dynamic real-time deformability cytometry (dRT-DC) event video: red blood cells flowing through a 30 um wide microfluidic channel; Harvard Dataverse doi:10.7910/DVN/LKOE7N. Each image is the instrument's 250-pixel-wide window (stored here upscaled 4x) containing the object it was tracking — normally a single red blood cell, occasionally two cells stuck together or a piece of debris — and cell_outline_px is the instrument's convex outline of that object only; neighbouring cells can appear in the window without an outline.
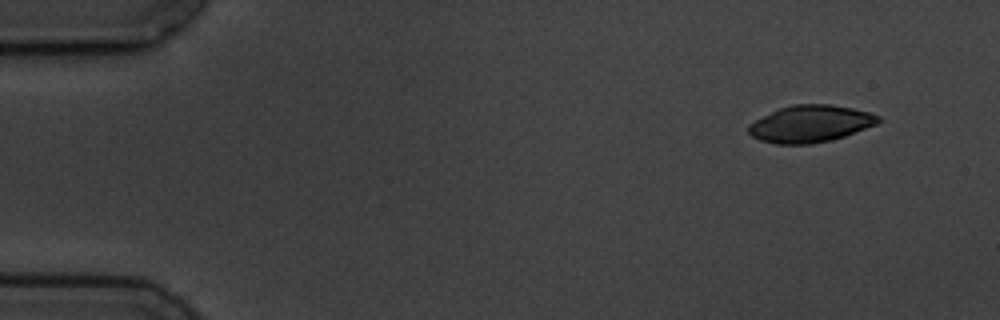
{"species": "common noctule bat (a hibernating species)", "species_latin": "Nyctalus noctula", "temperature_condition": "cold", "stored_images_in_passage": 14, "camera_frame_rate_fps": 3000, "um_per_image_px": 0.085, "animal": {"sex": "male", "body_mass_g": 19.5, "forearm_length_mm": 54.6}, "frame": {"image": 1, "passage_image": 1, "time_ms": 0.0, "image_size_px": [1000, 320], "cell_outline_px": [[884, 120], [876, 124], [844, 136], [832, 140], [812, 144], [776, 144], [760, 140], [752, 136], [748, 132], [748, 124], [780, 108], [792, 104], [832, 104], [852, 108], [868, 112], [880, 116]], "centroid_in_image_um": [68.9, 10.52], "position_along_channel_um": 16.1, "area_um2": 27.92}}
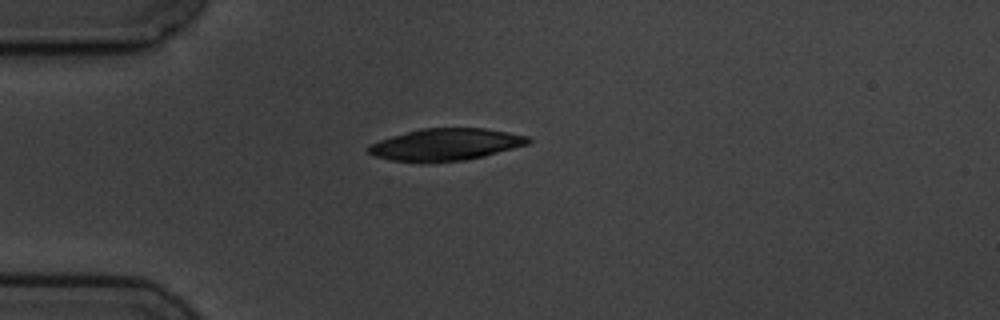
{"frame": {"image": 2, "passage_image": 3, "time_ms": 3.333, "image_size_px": [1000, 320], "cell_outline_px": [[532, 140], [528, 144], [484, 156], [464, 160], [420, 164], [392, 160], [376, 156], [368, 152], [364, 148], [368, 144], [392, 136], [420, 128], [484, 128], [508, 132], [528, 136]], "centroid_in_image_um": [37.84, 12.3], "position_along_channel_um": 47.2, "area_um2": 30.11}}
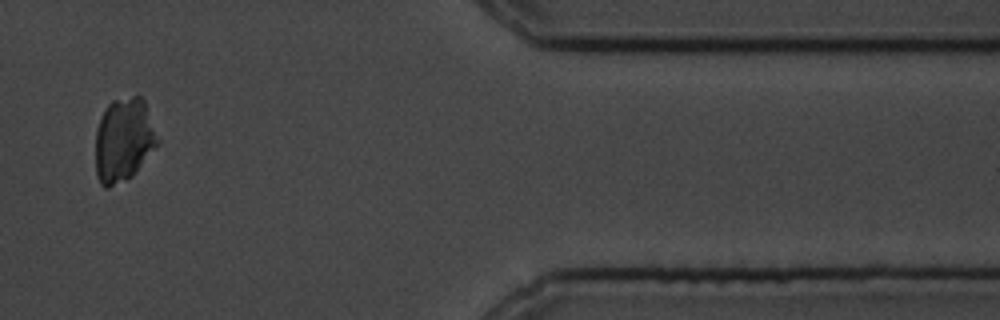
{"frame": {"image": 3, "passage_image": 12, "time_ms": 14.667, "image_size_px": [1000, 320], "cell_outline_px": [[160, 144], [132, 176], [108, 188], [104, 188], [100, 184], [96, 176], [96, 128], [108, 104], [112, 100], [132, 96], [140, 96], [144, 100], [160, 140]], "centroid_in_image_um": [10.53, 11.91], "position_along_channel_um": 400.9, "area_um2": 30.52}}